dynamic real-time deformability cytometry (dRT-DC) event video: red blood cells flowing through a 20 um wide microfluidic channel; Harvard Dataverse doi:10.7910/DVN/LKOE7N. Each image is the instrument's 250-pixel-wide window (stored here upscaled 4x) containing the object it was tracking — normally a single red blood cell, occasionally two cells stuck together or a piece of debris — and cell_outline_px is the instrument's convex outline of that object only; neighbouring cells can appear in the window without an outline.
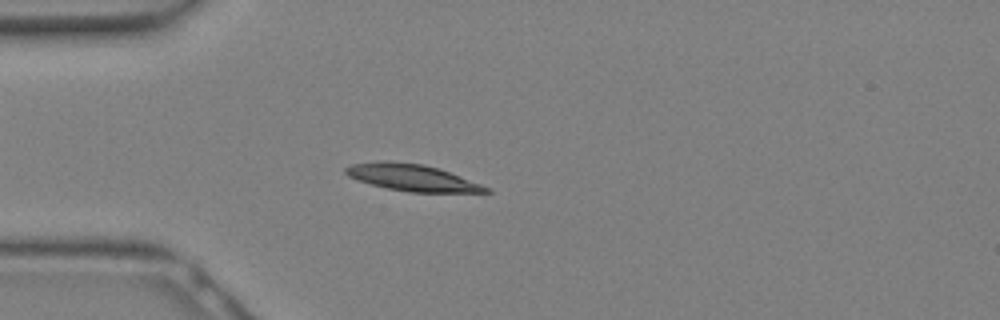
{"species": "Egyptian fruit bat (a non-hibernating species)", "species_latin": "Rousettus aegyptiacus", "temperature_condition": "warm", "stored_images_in_passage": 30, "camera_frame_rate_fps": 3000, "um_per_image_px": 0.085, "animal": {"sex": "female"}, "frame": {"image": 1, "passage_image": 8, "time_ms": 2.333, "image_size_px": [1000, 320], "cell_outline_px": [[492, 192], [408, 192], [388, 188], [372, 184], [348, 176], [344, 172], [344, 168], [352, 164], [380, 160], [388, 160], [424, 164], [440, 168], [492, 188]], "centroid_in_image_um": [35.06, 15.08], "position_along_channel_um": 49.9, "area_um2": 21.91}}
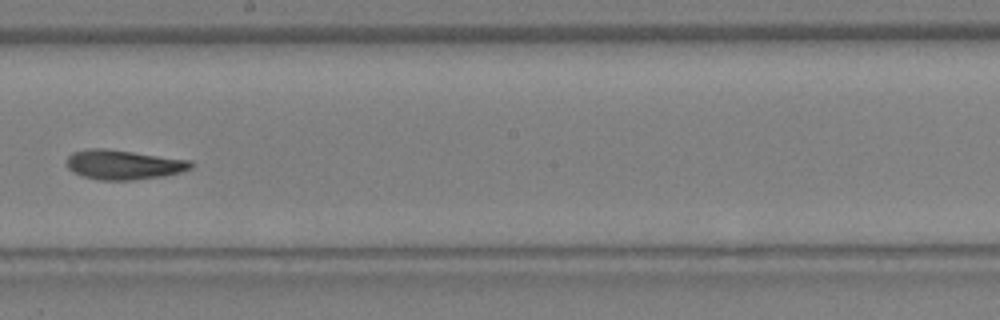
{"frame": {"image": 2, "passage_image": 17, "time_ms": 5.333, "image_size_px": [1000, 320], "cell_outline_px": [[196, 164], [192, 168], [180, 172], [164, 176], [132, 180], [100, 180], [84, 176], [72, 172], [68, 168], [68, 156], [72, 152], [88, 148], [104, 148], [192, 160]], "centroid_in_image_um": [10.54, 13.99], "position_along_channel_um": 237.7, "area_um2": 21.5}}
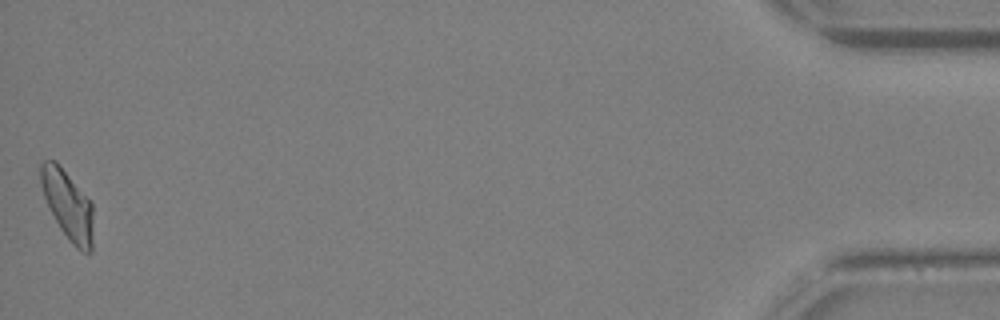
{"frame": {"image": 3, "passage_image": 30, "time_ms": 9.667, "image_size_px": [1000, 320], "cell_outline_px": [[92, 252], [80, 252], [72, 244], [60, 228], [44, 196], [40, 184], [40, 164], [44, 160], [56, 160], [92, 204]], "centroid_in_image_um": [5.75, 17.42], "position_along_channel_um": 429.5, "area_um2": 20.75}}